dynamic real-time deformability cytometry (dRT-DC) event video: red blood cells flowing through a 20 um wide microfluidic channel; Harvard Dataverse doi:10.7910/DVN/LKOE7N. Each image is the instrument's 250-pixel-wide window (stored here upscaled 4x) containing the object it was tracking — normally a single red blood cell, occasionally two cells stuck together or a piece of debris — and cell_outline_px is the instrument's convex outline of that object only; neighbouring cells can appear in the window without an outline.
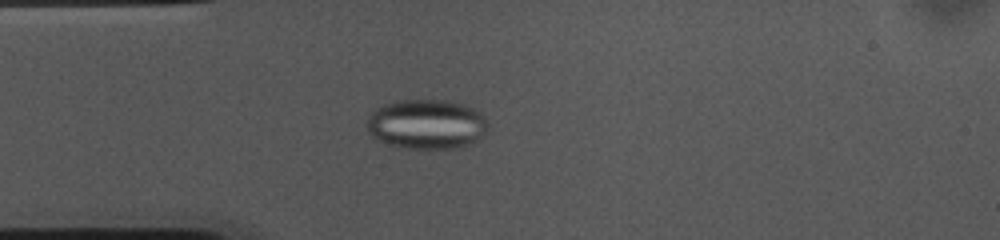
{"species": "common noctule bat (a hibernating species)", "species_latin": "Nyctalus noctula", "temperature_condition": "cold", "stored_images_in_passage": 53, "camera_frame_rate_fps": 3000, "um_per_image_px": 0.085, "animal": {"sex": "female", "body_mass_g": 10.0, "forearm_length_mm": 53.1}, "frame": {"image": 1, "passage_image": 13, "time_ms": 4.0, "image_size_px": [1000, 240], "cell_outline_px": [[488, 128], [472, 144], [460, 148], [408, 148], [388, 144], [372, 136], [368, 132], [364, 124], [368, 116], [376, 108], [384, 104], [396, 100], [448, 100], [464, 104], [476, 108], [480, 112], [488, 124]], "centroid_in_image_um": [36.24, 10.54], "position_along_channel_um": 48.8, "area_um2": 35.37}}
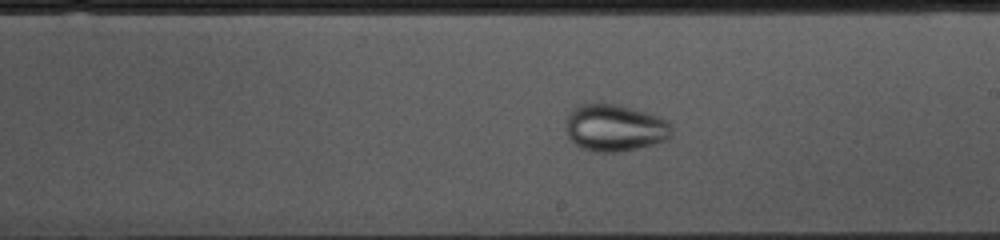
{"frame": {"image": 2, "passage_image": 29, "time_ms": 9.333, "image_size_px": [1000, 240], "cell_outline_px": [[672, 136], [664, 140], [652, 144], [620, 152], [600, 152], [580, 148], [568, 136], [564, 120], [568, 112], [572, 108], [580, 104], [600, 100], [620, 104], [660, 116], [668, 120], [672, 124]], "centroid_in_image_um": [52.23, 10.8], "position_along_channel_um": 236.8, "area_um2": 29.88}}
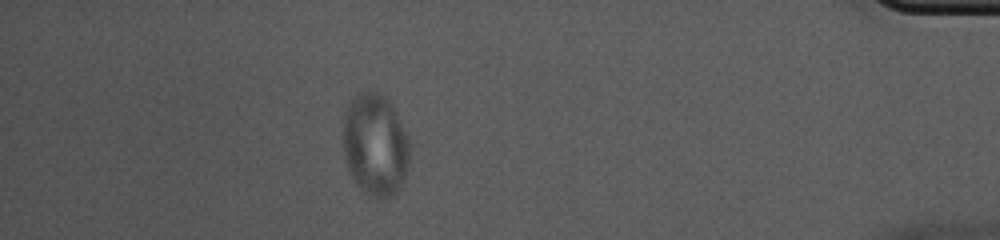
{"frame": {"image": 3, "passage_image": 47, "time_ms": 15.333, "image_size_px": [1000, 240], "cell_outline_px": [[408, 164], [400, 188], [392, 196], [368, 196], [360, 192], [344, 160], [344, 112], [352, 96], [360, 92], [380, 92], [392, 104], [408, 136]], "centroid_in_image_um": [31.87, 12.29], "position_along_channel_um": 403.3, "area_um2": 39.71}}